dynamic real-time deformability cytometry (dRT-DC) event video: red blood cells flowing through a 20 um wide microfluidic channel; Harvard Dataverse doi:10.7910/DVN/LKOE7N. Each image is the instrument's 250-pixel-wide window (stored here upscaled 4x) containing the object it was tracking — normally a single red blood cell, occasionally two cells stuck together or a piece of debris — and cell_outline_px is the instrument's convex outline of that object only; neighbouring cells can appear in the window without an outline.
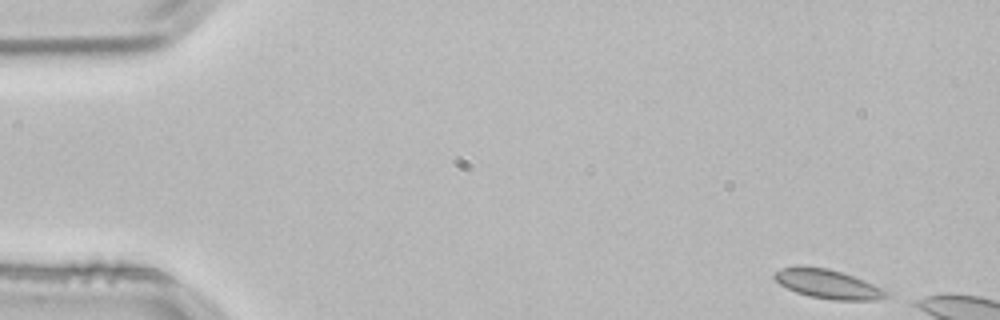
{"species": "common noctule bat (a hibernating species)", "species_latin": "Nyctalus noctula", "temperature_condition": "room temperature", "stored_images_in_passage": 8, "camera_frame_rate_fps": 3000, "um_per_image_px": 0.085, "animal": {"sex": "male", "body_mass_g": 21.5, "forearm_length_mm": 52.0}, "frame": {"image": 1, "passage_image": 1, "time_ms": 0.0, "image_size_px": [1000, 320], "cell_outline_px": [[888, 296], [876, 300], [832, 300], [808, 296], [796, 292], [780, 284], [772, 276], [772, 272], [780, 268], [828, 268], [864, 280], [888, 292]], "centroid_in_image_um": [70.35, 24.17], "position_along_channel_um": 14.6, "area_um2": 18.44}}